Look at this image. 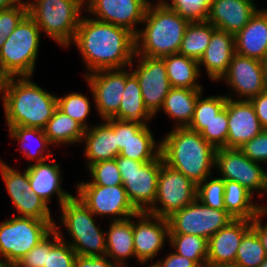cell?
Returning a JSON list of instances; mask_svg holds the SVG:
<instances>
[{
    "label": "cell",
    "mask_w": 267,
    "mask_h": 267,
    "mask_svg": "<svg viewBox=\"0 0 267 267\" xmlns=\"http://www.w3.org/2000/svg\"><path fill=\"white\" fill-rule=\"evenodd\" d=\"M5 263L3 262L2 258L0 257V267H3Z\"/></svg>",
    "instance_id": "61"
},
{
    "label": "cell",
    "mask_w": 267,
    "mask_h": 267,
    "mask_svg": "<svg viewBox=\"0 0 267 267\" xmlns=\"http://www.w3.org/2000/svg\"><path fill=\"white\" fill-rule=\"evenodd\" d=\"M134 62H137L136 68H133ZM130 69L137 77L145 106L156 117L160 113L165 97L172 88L164 60L162 58L135 55L130 64Z\"/></svg>",
    "instance_id": "14"
},
{
    "label": "cell",
    "mask_w": 267,
    "mask_h": 267,
    "mask_svg": "<svg viewBox=\"0 0 267 267\" xmlns=\"http://www.w3.org/2000/svg\"><path fill=\"white\" fill-rule=\"evenodd\" d=\"M75 194L95 216L124 220L135 216L138 211L129 201L123 185H77Z\"/></svg>",
    "instance_id": "13"
},
{
    "label": "cell",
    "mask_w": 267,
    "mask_h": 267,
    "mask_svg": "<svg viewBox=\"0 0 267 267\" xmlns=\"http://www.w3.org/2000/svg\"><path fill=\"white\" fill-rule=\"evenodd\" d=\"M260 125L263 129H267V91L250 99Z\"/></svg>",
    "instance_id": "50"
},
{
    "label": "cell",
    "mask_w": 267,
    "mask_h": 267,
    "mask_svg": "<svg viewBox=\"0 0 267 267\" xmlns=\"http://www.w3.org/2000/svg\"><path fill=\"white\" fill-rule=\"evenodd\" d=\"M228 137L226 148H240L263 128L250 100L227 98Z\"/></svg>",
    "instance_id": "19"
},
{
    "label": "cell",
    "mask_w": 267,
    "mask_h": 267,
    "mask_svg": "<svg viewBox=\"0 0 267 267\" xmlns=\"http://www.w3.org/2000/svg\"><path fill=\"white\" fill-rule=\"evenodd\" d=\"M222 80L231 88L232 93L226 94L230 99L237 97L238 100H250L266 91L262 61L237 53L233 55L228 70L220 81Z\"/></svg>",
    "instance_id": "18"
},
{
    "label": "cell",
    "mask_w": 267,
    "mask_h": 267,
    "mask_svg": "<svg viewBox=\"0 0 267 267\" xmlns=\"http://www.w3.org/2000/svg\"><path fill=\"white\" fill-rule=\"evenodd\" d=\"M197 185L183 173L169 167L161 156L157 194L147 213L168 218L196 199ZM159 205V206H158Z\"/></svg>",
    "instance_id": "10"
},
{
    "label": "cell",
    "mask_w": 267,
    "mask_h": 267,
    "mask_svg": "<svg viewBox=\"0 0 267 267\" xmlns=\"http://www.w3.org/2000/svg\"><path fill=\"white\" fill-rule=\"evenodd\" d=\"M224 180L235 181L253 195L266 196L267 171L260 163L252 161L238 148H218L215 169Z\"/></svg>",
    "instance_id": "11"
},
{
    "label": "cell",
    "mask_w": 267,
    "mask_h": 267,
    "mask_svg": "<svg viewBox=\"0 0 267 267\" xmlns=\"http://www.w3.org/2000/svg\"><path fill=\"white\" fill-rule=\"evenodd\" d=\"M115 159L129 201L138 212H147L153 206L157 194L161 154L149 162L119 155Z\"/></svg>",
    "instance_id": "9"
},
{
    "label": "cell",
    "mask_w": 267,
    "mask_h": 267,
    "mask_svg": "<svg viewBox=\"0 0 267 267\" xmlns=\"http://www.w3.org/2000/svg\"><path fill=\"white\" fill-rule=\"evenodd\" d=\"M196 199L205 206L226 210L223 201L224 179L220 177L213 178V175L207 177L197 185Z\"/></svg>",
    "instance_id": "42"
},
{
    "label": "cell",
    "mask_w": 267,
    "mask_h": 267,
    "mask_svg": "<svg viewBox=\"0 0 267 267\" xmlns=\"http://www.w3.org/2000/svg\"><path fill=\"white\" fill-rule=\"evenodd\" d=\"M129 68V69H128ZM127 123L147 126L154 116L145 106L137 77L126 67V84L117 114L113 117Z\"/></svg>",
    "instance_id": "27"
},
{
    "label": "cell",
    "mask_w": 267,
    "mask_h": 267,
    "mask_svg": "<svg viewBox=\"0 0 267 267\" xmlns=\"http://www.w3.org/2000/svg\"><path fill=\"white\" fill-rule=\"evenodd\" d=\"M27 4L24 0H0V10Z\"/></svg>",
    "instance_id": "54"
},
{
    "label": "cell",
    "mask_w": 267,
    "mask_h": 267,
    "mask_svg": "<svg viewBox=\"0 0 267 267\" xmlns=\"http://www.w3.org/2000/svg\"><path fill=\"white\" fill-rule=\"evenodd\" d=\"M82 143L87 168L99 161L115 159L120 154L115 135V119L103 120L101 124L85 129Z\"/></svg>",
    "instance_id": "22"
},
{
    "label": "cell",
    "mask_w": 267,
    "mask_h": 267,
    "mask_svg": "<svg viewBox=\"0 0 267 267\" xmlns=\"http://www.w3.org/2000/svg\"><path fill=\"white\" fill-rule=\"evenodd\" d=\"M205 267H239L236 263L215 264L207 263Z\"/></svg>",
    "instance_id": "55"
},
{
    "label": "cell",
    "mask_w": 267,
    "mask_h": 267,
    "mask_svg": "<svg viewBox=\"0 0 267 267\" xmlns=\"http://www.w3.org/2000/svg\"><path fill=\"white\" fill-rule=\"evenodd\" d=\"M267 258L257 232L251 227L237 249L235 263L239 267H258Z\"/></svg>",
    "instance_id": "37"
},
{
    "label": "cell",
    "mask_w": 267,
    "mask_h": 267,
    "mask_svg": "<svg viewBox=\"0 0 267 267\" xmlns=\"http://www.w3.org/2000/svg\"><path fill=\"white\" fill-rule=\"evenodd\" d=\"M168 243L176 254L195 261L200 267L206 266L207 239L190 234H169Z\"/></svg>",
    "instance_id": "35"
},
{
    "label": "cell",
    "mask_w": 267,
    "mask_h": 267,
    "mask_svg": "<svg viewBox=\"0 0 267 267\" xmlns=\"http://www.w3.org/2000/svg\"><path fill=\"white\" fill-rule=\"evenodd\" d=\"M61 222L54 227L64 226L71 241H66L81 256H105L106 232L97 225L93 212L76 196H72L61 206ZM62 225V226H60Z\"/></svg>",
    "instance_id": "6"
},
{
    "label": "cell",
    "mask_w": 267,
    "mask_h": 267,
    "mask_svg": "<svg viewBox=\"0 0 267 267\" xmlns=\"http://www.w3.org/2000/svg\"><path fill=\"white\" fill-rule=\"evenodd\" d=\"M28 15L62 48H69L75 38L84 0H27ZM71 43V45H70Z\"/></svg>",
    "instance_id": "5"
},
{
    "label": "cell",
    "mask_w": 267,
    "mask_h": 267,
    "mask_svg": "<svg viewBox=\"0 0 267 267\" xmlns=\"http://www.w3.org/2000/svg\"><path fill=\"white\" fill-rule=\"evenodd\" d=\"M235 54V35L223 30L216 29L211 36L205 53L199 60L200 73L204 67L211 81L220 82L226 74L229 64Z\"/></svg>",
    "instance_id": "24"
},
{
    "label": "cell",
    "mask_w": 267,
    "mask_h": 267,
    "mask_svg": "<svg viewBox=\"0 0 267 267\" xmlns=\"http://www.w3.org/2000/svg\"><path fill=\"white\" fill-rule=\"evenodd\" d=\"M60 239L54 228L44 239L36 244L16 265L18 267H44L46 265L47 251Z\"/></svg>",
    "instance_id": "44"
},
{
    "label": "cell",
    "mask_w": 267,
    "mask_h": 267,
    "mask_svg": "<svg viewBox=\"0 0 267 267\" xmlns=\"http://www.w3.org/2000/svg\"><path fill=\"white\" fill-rule=\"evenodd\" d=\"M189 23L176 11L151 1L145 12L143 27L135 35V55L163 58L178 54Z\"/></svg>",
    "instance_id": "4"
},
{
    "label": "cell",
    "mask_w": 267,
    "mask_h": 267,
    "mask_svg": "<svg viewBox=\"0 0 267 267\" xmlns=\"http://www.w3.org/2000/svg\"><path fill=\"white\" fill-rule=\"evenodd\" d=\"M258 267H267V258Z\"/></svg>",
    "instance_id": "59"
},
{
    "label": "cell",
    "mask_w": 267,
    "mask_h": 267,
    "mask_svg": "<svg viewBox=\"0 0 267 267\" xmlns=\"http://www.w3.org/2000/svg\"><path fill=\"white\" fill-rule=\"evenodd\" d=\"M201 94L195 104L193 118L187 126L190 130L201 132L225 106L226 95L203 97Z\"/></svg>",
    "instance_id": "38"
},
{
    "label": "cell",
    "mask_w": 267,
    "mask_h": 267,
    "mask_svg": "<svg viewBox=\"0 0 267 267\" xmlns=\"http://www.w3.org/2000/svg\"><path fill=\"white\" fill-rule=\"evenodd\" d=\"M216 29L208 21L190 22L185 30L178 54L199 62Z\"/></svg>",
    "instance_id": "34"
},
{
    "label": "cell",
    "mask_w": 267,
    "mask_h": 267,
    "mask_svg": "<svg viewBox=\"0 0 267 267\" xmlns=\"http://www.w3.org/2000/svg\"><path fill=\"white\" fill-rule=\"evenodd\" d=\"M27 14V4L0 10V49L7 40V37Z\"/></svg>",
    "instance_id": "47"
},
{
    "label": "cell",
    "mask_w": 267,
    "mask_h": 267,
    "mask_svg": "<svg viewBox=\"0 0 267 267\" xmlns=\"http://www.w3.org/2000/svg\"><path fill=\"white\" fill-rule=\"evenodd\" d=\"M89 99L82 92H70L62 97H57V107L73 120L79 122L85 129H88L92 126L87 123L92 107Z\"/></svg>",
    "instance_id": "39"
},
{
    "label": "cell",
    "mask_w": 267,
    "mask_h": 267,
    "mask_svg": "<svg viewBox=\"0 0 267 267\" xmlns=\"http://www.w3.org/2000/svg\"><path fill=\"white\" fill-rule=\"evenodd\" d=\"M252 227V220L234 219L208 239L207 263H235L243 235Z\"/></svg>",
    "instance_id": "23"
},
{
    "label": "cell",
    "mask_w": 267,
    "mask_h": 267,
    "mask_svg": "<svg viewBox=\"0 0 267 267\" xmlns=\"http://www.w3.org/2000/svg\"><path fill=\"white\" fill-rule=\"evenodd\" d=\"M115 135L119 151H121L129 141V123L115 119Z\"/></svg>",
    "instance_id": "52"
},
{
    "label": "cell",
    "mask_w": 267,
    "mask_h": 267,
    "mask_svg": "<svg viewBox=\"0 0 267 267\" xmlns=\"http://www.w3.org/2000/svg\"><path fill=\"white\" fill-rule=\"evenodd\" d=\"M73 267H118V266L106 255L105 256L76 255Z\"/></svg>",
    "instance_id": "49"
},
{
    "label": "cell",
    "mask_w": 267,
    "mask_h": 267,
    "mask_svg": "<svg viewBox=\"0 0 267 267\" xmlns=\"http://www.w3.org/2000/svg\"><path fill=\"white\" fill-rule=\"evenodd\" d=\"M101 121L113 118L121 103L126 84V67L98 70L84 76Z\"/></svg>",
    "instance_id": "15"
},
{
    "label": "cell",
    "mask_w": 267,
    "mask_h": 267,
    "mask_svg": "<svg viewBox=\"0 0 267 267\" xmlns=\"http://www.w3.org/2000/svg\"><path fill=\"white\" fill-rule=\"evenodd\" d=\"M0 96L7 126L43 129L57 108V96L32 76L7 77Z\"/></svg>",
    "instance_id": "2"
},
{
    "label": "cell",
    "mask_w": 267,
    "mask_h": 267,
    "mask_svg": "<svg viewBox=\"0 0 267 267\" xmlns=\"http://www.w3.org/2000/svg\"><path fill=\"white\" fill-rule=\"evenodd\" d=\"M163 267H200L195 261L180 256L174 251L170 252L164 259H159Z\"/></svg>",
    "instance_id": "51"
},
{
    "label": "cell",
    "mask_w": 267,
    "mask_h": 267,
    "mask_svg": "<svg viewBox=\"0 0 267 267\" xmlns=\"http://www.w3.org/2000/svg\"><path fill=\"white\" fill-rule=\"evenodd\" d=\"M16 216L31 217L38 220L54 221L48 204L38 195L31 191V188L24 189L20 195H9Z\"/></svg>",
    "instance_id": "36"
},
{
    "label": "cell",
    "mask_w": 267,
    "mask_h": 267,
    "mask_svg": "<svg viewBox=\"0 0 267 267\" xmlns=\"http://www.w3.org/2000/svg\"><path fill=\"white\" fill-rule=\"evenodd\" d=\"M169 234H190L209 239L234 218L226 211L214 209L195 199L167 218Z\"/></svg>",
    "instance_id": "12"
},
{
    "label": "cell",
    "mask_w": 267,
    "mask_h": 267,
    "mask_svg": "<svg viewBox=\"0 0 267 267\" xmlns=\"http://www.w3.org/2000/svg\"><path fill=\"white\" fill-rule=\"evenodd\" d=\"M146 267H163V266H162V263L160 262V260L157 259L155 262H151V264H149Z\"/></svg>",
    "instance_id": "58"
},
{
    "label": "cell",
    "mask_w": 267,
    "mask_h": 267,
    "mask_svg": "<svg viewBox=\"0 0 267 267\" xmlns=\"http://www.w3.org/2000/svg\"><path fill=\"white\" fill-rule=\"evenodd\" d=\"M252 161L267 164V129L239 148Z\"/></svg>",
    "instance_id": "48"
},
{
    "label": "cell",
    "mask_w": 267,
    "mask_h": 267,
    "mask_svg": "<svg viewBox=\"0 0 267 267\" xmlns=\"http://www.w3.org/2000/svg\"><path fill=\"white\" fill-rule=\"evenodd\" d=\"M200 135L216 149L226 148L228 137L227 106L206 124Z\"/></svg>",
    "instance_id": "43"
},
{
    "label": "cell",
    "mask_w": 267,
    "mask_h": 267,
    "mask_svg": "<svg viewBox=\"0 0 267 267\" xmlns=\"http://www.w3.org/2000/svg\"><path fill=\"white\" fill-rule=\"evenodd\" d=\"M6 78L7 77L0 70V95H1V92L3 90Z\"/></svg>",
    "instance_id": "57"
},
{
    "label": "cell",
    "mask_w": 267,
    "mask_h": 267,
    "mask_svg": "<svg viewBox=\"0 0 267 267\" xmlns=\"http://www.w3.org/2000/svg\"><path fill=\"white\" fill-rule=\"evenodd\" d=\"M0 175L8 195H20L24 189L30 188L27 168L21 173L0 159Z\"/></svg>",
    "instance_id": "46"
},
{
    "label": "cell",
    "mask_w": 267,
    "mask_h": 267,
    "mask_svg": "<svg viewBox=\"0 0 267 267\" xmlns=\"http://www.w3.org/2000/svg\"><path fill=\"white\" fill-rule=\"evenodd\" d=\"M262 68H263L264 86L267 91V58L264 61H262Z\"/></svg>",
    "instance_id": "56"
},
{
    "label": "cell",
    "mask_w": 267,
    "mask_h": 267,
    "mask_svg": "<svg viewBox=\"0 0 267 267\" xmlns=\"http://www.w3.org/2000/svg\"><path fill=\"white\" fill-rule=\"evenodd\" d=\"M266 216L267 212L264 210L257 217H255L252 220V228L257 232V235L259 236L267 255V224L265 223V225H263V220H261Z\"/></svg>",
    "instance_id": "53"
},
{
    "label": "cell",
    "mask_w": 267,
    "mask_h": 267,
    "mask_svg": "<svg viewBox=\"0 0 267 267\" xmlns=\"http://www.w3.org/2000/svg\"><path fill=\"white\" fill-rule=\"evenodd\" d=\"M133 220V242L136 261L141 265L153 260L165 247L169 239V222L167 218L138 212Z\"/></svg>",
    "instance_id": "17"
},
{
    "label": "cell",
    "mask_w": 267,
    "mask_h": 267,
    "mask_svg": "<svg viewBox=\"0 0 267 267\" xmlns=\"http://www.w3.org/2000/svg\"><path fill=\"white\" fill-rule=\"evenodd\" d=\"M3 267H18L16 264H5Z\"/></svg>",
    "instance_id": "60"
},
{
    "label": "cell",
    "mask_w": 267,
    "mask_h": 267,
    "mask_svg": "<svg viewBox=\"0 0 267 267\" xmlns=\"http://www.w3.org/2000/svg\"><path fill=\"white\" fill-rule=\"evenodd\" d=\"M254 195L238 182L224 180V206L234 219L253 220L264 211L253 202Z\"/></svg>",
    "instance_id": "31"
},
{
    "label": "cell",
    "mask_w": 267,
    "mask_h": 267,
    "mask_svg": "<svg viewBox=\"0 0 267 267\" xmlns=\"http://www.w3.org/2000/svg\"><path fill=\"white\" fill-rule=\"evenodd\" d=\"M6 127L9 131L8 135L10 139H14L21 146V152L29 162L28 166L31 165L30 160L35 164L53 157L49 149L51 144L44 134L43 129L22 126Z\"/></svg>",
    "instance_id": "29"
},
{
    "label": "cell",
    "mask_w": 267,
    "mask_h": 267,
    "mask_svg": "<svg viewBox=\"0 0 267 267\" xmlns=\"http://www.w3.org/2000/svg\"><path fill=\"white\" fill-rule=\"evenodd\" d=\"M87 169L92 177L91 181H79L76 185H123L116 159L96 162Z\"/></svg>",
    "instance_id": "41"
},
{
    "label": "cell",
    "mask_w": 267,
    "mask_h": 267,
    "mask_svg": "<svg viewBox=\"0 0 267 267\" xmlns=\"http://www.w3.org/2000/svg\"><path fill=\"white\" fill-rule=\"evenodd\" d=\"M154 137L149 125L129 123V141L119 156L140 162L155 160L160 155L161 142H157Z\"/></svg>",
    "instance_id": "30"
},
{
    "label": "cell",
    "mask_w": 267,
    "mask_h": 267,
    "mask_svg": "<svg viewBox=\"0 0 267 267\" xmlns=\"http://www.w3.org/2000/svg\"><path fill=\"white\" fill-rule=\"evenodd\" d=\"M135 216L118 221H109L106 232V256L118 267H128L129 258H136L133 242ZM130 267V266H129Z\"/></svg>",
    "instance_id": "26"
},
{
    "label": "cell",
    "mask_w": 267,
    "mask_h": 267,
    "mask_svg": "<svg viewBox=\"0 0 267 267\" xmlns=\"http://www.w3.org/2000/svg\"><path fill=\"white\" fill-rule=\"evenodd\" d=\"M171 87L187 89H203L200 82L198 61L180 54H172L162 58Z\"/></svg>",
    "instance_id": "33"
},
{
    "label": "cell",
    "mask_w": 267,
    "mask_h": 267,
    "mask_svg": "<svg viewBox=\"0 0 267 267\" xmlns=\"http://www.w3.org/2000/svg\"><path fill=\"white\" fill-rule=\"evenodd\" d=\"M54 221L13 216L0 223V257L16 264L53 229Z\"/></svg>",
    "instance_id": "8"
},
{
    "label": "cell",
    "mask_w": 267,
    "mask_h": 267,
    "mask_svg": "<svg viewBox=\"0 0 267 267\" xmlns=\"http://www.w3.org/2000/svg\"><path fill=\"white\" fill-rule=\"evenodd\" d=\"M47 160L27 167L31 191L38 195L48 205L51 198L56 195L59 206L71 198L73 195L63 189L61 164L56 163V159Z\"/></svg>",
    "instance_id": "21"
},
{
    "label": "cell",
    "mask_w": 267,
    "mask_h": 267,
    "mask_svg": "<svg viewBox=\"0 0 267 267\" xmlns=\"http://www.w3.org/2000/svg\"><path fill=\"white\" fill-rule=\"evenodd\" d=\"M255 0H212L207 21L236 35L259 10Z\"/></svg>",
    "instance_id": "20"
},
{
    "label": "cell",
    "mask_w": 267,
    "mask_h": 267,
    "mask_svg": "<svg viewBox=\"0 0 267 267\" xmlns=\"http://www.w3.org/2000/svg\"><path fill=\"white\" fill-rule=\"evenodd\" d=\"M160 142L164 163L183 173L196 185L212 175L217 149L199 132L187 127H173Z\"/></svg>",
    "instance_id": "3"
},
{
    "label": "cell",
    "mask_w": 267,
    "mask_h": 267,
    "mask_svg": "<svg viewBox=\"0 0 267 267\" xmlns=\"http://www.w3.org/2000/svg\"><path fill=\"white\" fill-rule=\"evenodd\" d=\"M43 131L51 146L59 147L81 144L85 128L57 107Z\"/></svg>",
    "instance_id": "32"
},
{
    "label": "cell",
    "mask_w": 267,
    "mask_h": 267,
    "mask_svg": "<svg viewBox=\"0 0 267 267\" xmlns=\"http://www.w3.org/2000/svg\"><path fill=\"white\" fill-rule=\"evenodd\" d=\"M212 0H158V5L176 11L189 22L207 21Z\"/></svg>",
    "instance_id": "40"
},
{
    "label": "cell",
    "mask_w": 267,
    "mask_h": 267,
    "mask_svg": "<svg viewBox=\"0 0 267 267\" xmlns=\"http://www.w3.org/2000/svg\"><path fill=\"white\" fill-rule=\"evenodd\" d=\"M262 206H263V209L267 212V204L262 205Z\"/></svg>",
    "instance_id": "62"
},
{
    "label": "cell",
    "mask_w": 267,
    "mask_h": 267,
    "mask_svg": "<svg viewBox=\"0 0 267 267\" xmlns=\"http://www.w3.org/2000/svg\"><path fill=\"white\" fill-rule=\"evenodd\" d=\"M203 90L172 87L160 111L175 122L174 127H187L193 118L198 97L204 94Z\"/></svg>",
    "instance_id": "28"
},
{
    "label": "cell",
    "mask_w": 267,
    "mask_h": 267,
    "mask_svg": "<svg viewBox=\"0 0 267 267\" xmlns=\"http://www.w3.org/2000/svg\"><path fill=\"white\" fill-rule=\"evenodd\" d=\"M235 53L259 61L267 58V8H260L235 35Z\"/></svg>",
    "instance_id": "25"
},
{
    "label": "cell",
    "mask_w": 267,
    "mask_h": 267,
    "mask_svg": "<svg viewBox=\"0 0 267 267\" xmlns=\"http://www.w3.org/2000/svg\"><path fill=\"white\" fill-rule=\"evenodd\" d=\"M72 44L87 68L84 76L98 70L129 67L136 54L135 34L89 15H82Z\"/></svg>",
    "instance_id": "1"
},
{
    "label": "cell",
    "mask_w": 267,
    "mask_h": 267,
    "mask_svg": "<svg viewBox=\"0 0 267 267\" xmlns=\"http://www.w3.org/2000/svg\"><path fill=\"white\" fill-rule=\"evenodd\" d=\"M150 0H84L85 11L92 18L121 26L133 34L139 32Z\"/></svg>",
    "instance_id": "16"
},
{
    "label": "cell",
    "mask_w": 267,
    "mask_h": 267,
    "mask_svg": "<svg viewBox=\"0 0 267 267\" xmlns=\"http://www.w3.org/2000/svg\"><path fill=\"white\" fill-rule=\"evenodd\" d=\"M60 235V239L47 251L46 265L44 267H73L76 252L66 242L60 227H54Z\"/></svg>",
    "instance_id": "45"
},
{
    "label": "cell",
    "mask_w": 267,
    "mask_h": 267,
    "mask_svg": "<svg viewBox=\"0 0 267 267\" xmlns=\"http://www.w3.org/2000/svg\"><path fill=\"white\" fill-rule=\"evenodd\" d=\"M41 31L27 14L0 49V70L6 77L34 76Z\"/></svg>",
    "instance_id": "7"
}]
</instances>
